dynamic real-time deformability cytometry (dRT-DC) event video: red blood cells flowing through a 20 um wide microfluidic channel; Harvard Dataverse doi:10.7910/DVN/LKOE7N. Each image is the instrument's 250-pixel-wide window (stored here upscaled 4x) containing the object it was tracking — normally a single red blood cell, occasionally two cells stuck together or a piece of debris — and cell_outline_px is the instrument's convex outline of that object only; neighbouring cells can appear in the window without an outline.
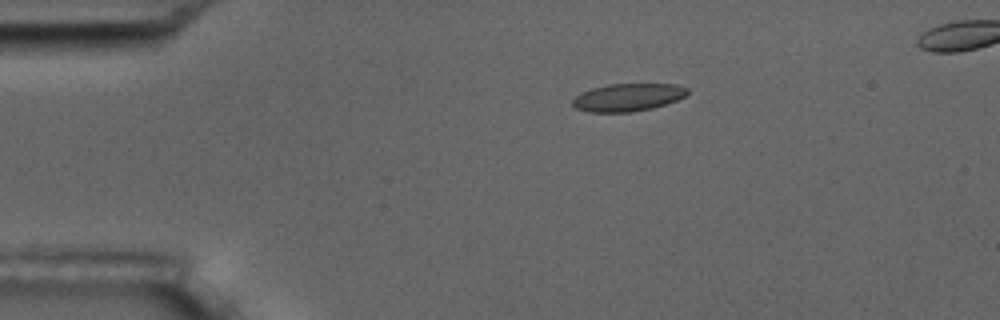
{"species": "common noctule bat (a hibernating species)", "species_latin": "Nyctalus noctula", "temperature_condition": "room temperature", "stored_images_in_passage": 5, "camera_frame_rate_fps": 3000, "um_per_image_px": 0.085, "animal": {"sex": "male", "body_mass_g": 17.5, "forearm_length_mm": 52.3}, "frame": {"image": 1, "passage_image": 2, "time_ms": 1.0, "image_size_px": [1000, 320], "cell_outline_px": [[688, 92], [684, 96], [676, 100], [652, 108], [632, 112], [588, 112], [576, 108], [572, 104], [572, 100], [580, 92], [592, 88], [608, 84], [676, 84], [688, 88]], "centroid_in_image_um": [53.34, 8.27], "position_along_channel_um": 31.7, "area_um2": 18.5}}